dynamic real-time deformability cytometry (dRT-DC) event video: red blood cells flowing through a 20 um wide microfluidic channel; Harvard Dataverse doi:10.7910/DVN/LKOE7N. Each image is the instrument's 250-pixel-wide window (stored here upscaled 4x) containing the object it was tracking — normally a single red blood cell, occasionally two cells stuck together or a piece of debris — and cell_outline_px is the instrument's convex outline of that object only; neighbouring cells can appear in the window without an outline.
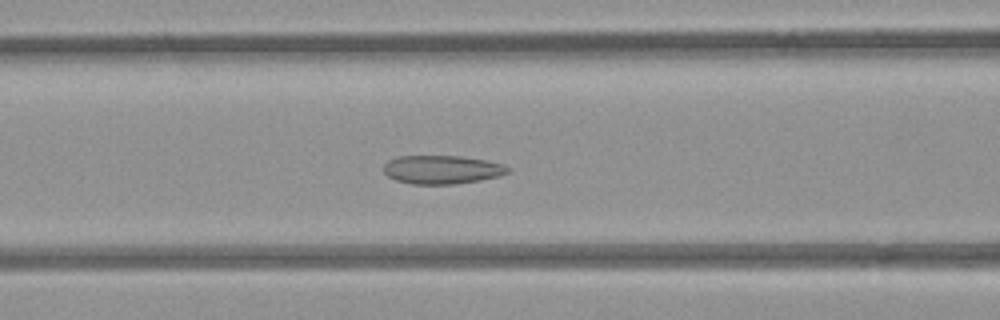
{"species": "common noctule bat (a hibernating species)", "species_latin": "Nyctalus noctula", "temperature_condition": "room temperature", "stored_images_in_passage": 38, "camera_frame_rate_fps": 3000, "um_per_image_px": 0.085, "animal": {"sex": "female", "body_mass_g": 21.9}, "frame": {"image": 1, "passage_image": 6, "time_ms": 1.667, "image_size_px": [1000, 320], "cell_outline_px": [[512, 168], [508, 172], [500, 176], [480, 180], [452, 184], [412, 184], [396, 180], [388, 176], [384, 172], [384, 164], [388, 160], [396, 156], [456, 156], [484, 160], [504, 164]], "centroid_in_image_um": [37.57, 14.41], "position_along_channel_um": 129.0, "area_um2": 20.63}}
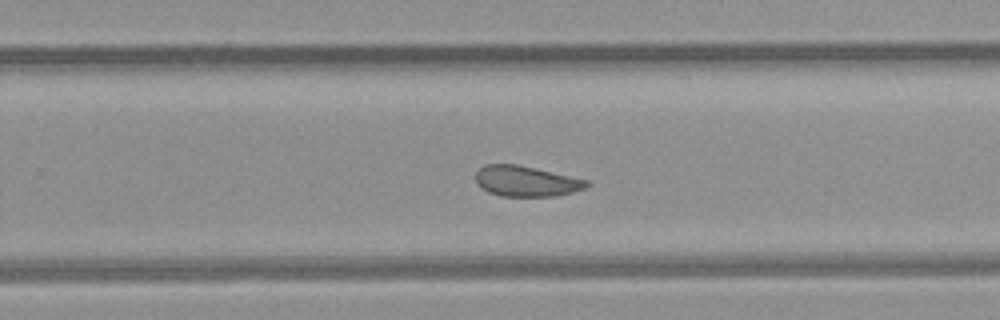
{"frame": {"image": 2, "passage_image": 18, "time_ms": 5.667, "image_size_px": [1000, 320], "cell_outline_px": [[588, 184], [584, 188], [572, 192], [556, 196], [500, 196], [488, 192], [480, 188], [476, 184], [476, 172], [484, 164], [516, 164], [588, 180]], "centroid_in_image_um": [44.66, 15.4], "position_along_channel_um": 285.1, "area_um2": 19.65}}
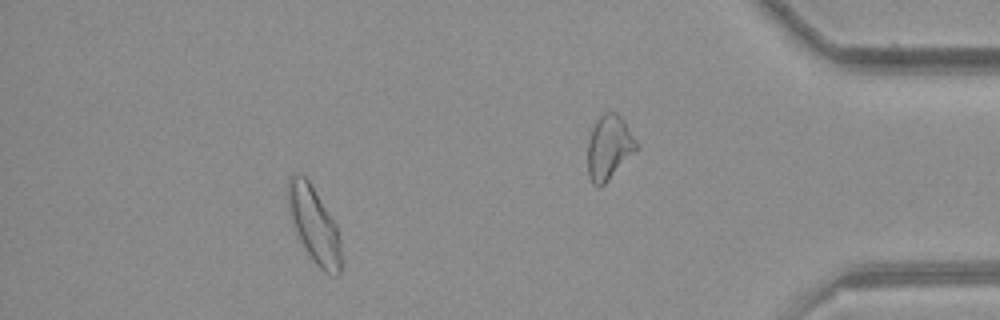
{"frame": {"image": 3, "passage_image": 32, "time_ms": 10.333, "image_size_px": [1000, 320], "cell_outline_px": [[344, 264], [340, 272], [336, 276], [332, 276], [324, 272], [312, 260], [304, 248], [296, 232], [288, 208], [288, 176], [300, 172], [308, 180], [336, 224], [340, 240]], "centroid_in_image_um": [26.73, 19.17], "position_along_channel_um": 408.5, "area_um2": 23.7}, "authors_computed_cell_mechanics": {"area_um2": 20.6057, "velocity_mm_per_s": 3.906, "shape_relaxation_time_tau1_ms": 10.0044, "shape_relaxation_time_tau2_ms": 1.4731, "deformation_change_tau1": 0.1431, "deformation_change_tau2": 0.0788}}